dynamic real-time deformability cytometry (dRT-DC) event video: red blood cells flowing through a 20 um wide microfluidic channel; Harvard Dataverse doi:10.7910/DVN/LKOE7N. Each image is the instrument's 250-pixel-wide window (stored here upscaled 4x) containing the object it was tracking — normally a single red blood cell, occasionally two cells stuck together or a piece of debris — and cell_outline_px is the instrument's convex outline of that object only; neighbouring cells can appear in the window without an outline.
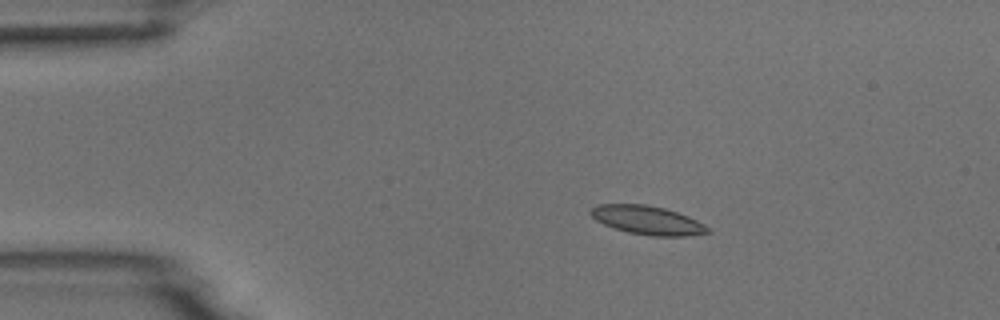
{"species": "common noctule bat (a hibernating species)", "species_latin": "Nyctalus noctula", "temperature_condition": "room temperature", "stored_images_in_passage": 6, "camera_frame_rate_fps": 3000, "um_per_image_px": 0.085, "animal": {"sex": "male", "body_mass_g": 18.8}, "frame": {"image": 1, "passage_image": 2, "time_ms": 2.0, "image_size_px": [1000, 320], "cell_outline_px": [[712, 232], [684, 236], [652, 236], [628, 232], [604, 224], [596, 220], [588, 212], [596, 204], [644, 204], [664, 208], [688, 216], [704, 224]], "centroid_in_image_um": [55.02, 18.71], "position_along_channel_um": 30.0, "area_um2": 19.42}}
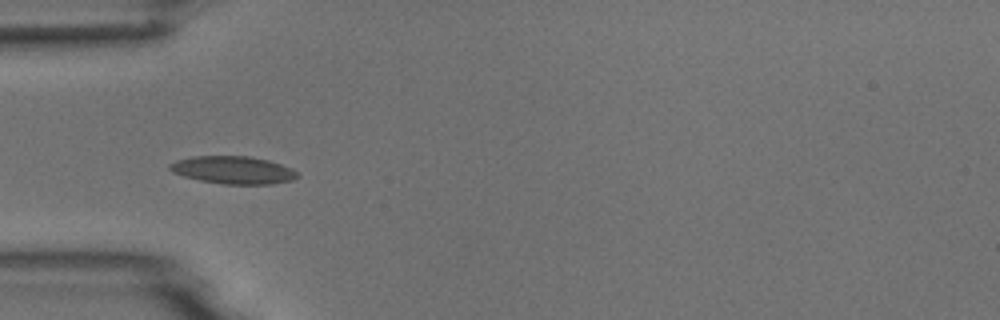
{"frame": {"image": 2, "passage_image": 4, "time_ms": 4.333, "image_size_px": [1000, 320], "cell_outline_px": [[300, 176], [292, 180], [272, 184], [224, 184], [200, 180], [184, 176], [172, 172], [168, 168], [168, 164], [176, 160], [192, 156], [248, 156], [268, 160], [292, 168]], "centroid_in_image_um": [19.8, 14.45], "position_along_channel_um": 65.2, "area_um2": 20.58}}